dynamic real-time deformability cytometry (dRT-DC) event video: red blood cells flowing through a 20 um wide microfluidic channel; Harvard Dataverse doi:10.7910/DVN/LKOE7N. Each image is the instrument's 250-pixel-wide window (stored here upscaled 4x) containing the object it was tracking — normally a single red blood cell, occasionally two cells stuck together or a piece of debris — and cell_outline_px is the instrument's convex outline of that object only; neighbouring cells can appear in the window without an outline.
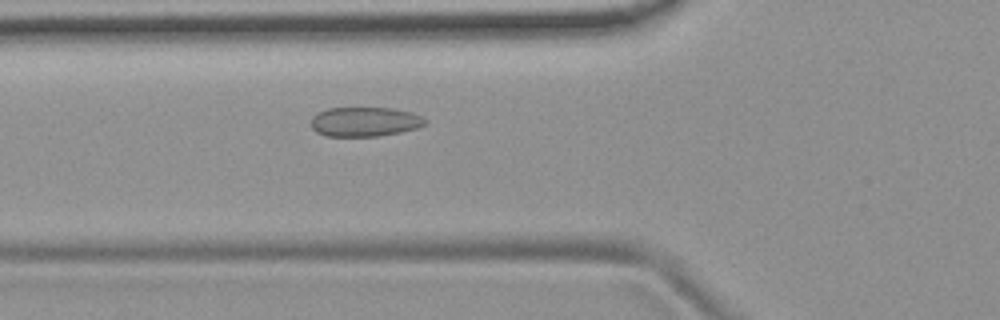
{"species": "common noctule bat (a hibernating species)", "species_latin": "Nyctalus noctula", "temperature_condition": "room temperature", "stored_images_in_passage": 4, "camera_frame_rate_fps": 3000, "um_per_image_px": 0.085, "animal": {"sex": "female", "body_mass_g": 19.9}, "frame": {"image": 1, "passage_image": 4, "time_ms": 3.333, "image_size_px": [1000, 320], "cell_outline_px": [[428, 124], [416, 128], [400, 132], [380, 136], [324, 136], [316, 132], [312, 128], [312, 116], [328, 108], [392, 108], [412, 112], [428, 120]], "centroid_in_image_um": [31.03, 10.35], "position_along_channel_um": 94.8, "area_um2": 19.65}}